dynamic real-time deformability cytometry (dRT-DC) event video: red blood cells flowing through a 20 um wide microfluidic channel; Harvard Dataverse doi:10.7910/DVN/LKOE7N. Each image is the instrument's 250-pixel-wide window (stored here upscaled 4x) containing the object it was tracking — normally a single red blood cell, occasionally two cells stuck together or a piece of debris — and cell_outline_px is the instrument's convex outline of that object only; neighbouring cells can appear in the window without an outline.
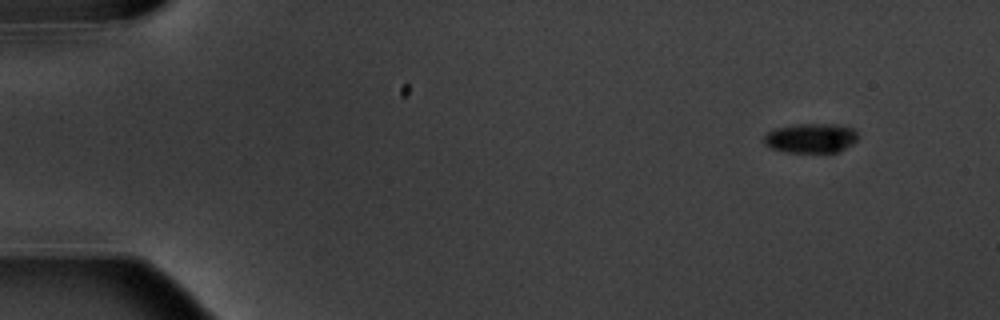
{"species": "common noctule bat (a hibernating species)", "species_latin": "Nyctalus noctula", "temperature_condition": "warm", "stored_images_in_passage": 10, "camera_frame_rate_fps": 3000, "um_per_image_px": 0.085, "animal": {"sex": "male", "body_mass_g": 20.1, "forearm_length_mm": 53.5}, "frame": {"image": 1, "passage_image": 1, "time_ms": 0.0, "image_size_px": [1000, 320], "cell_outline_px": [[856, 140], [852, 144], [836, 152], [788, 152], [772, 148], [764, 144], [764, 136], [768, 132], [776, 128], [796, 124], [844, 124], [852, 128], [856, 132]], "centroid_in_image_um": [68.93, 11.72], "position_along_channel_um": 16.1, "area_um2": 16.07}}
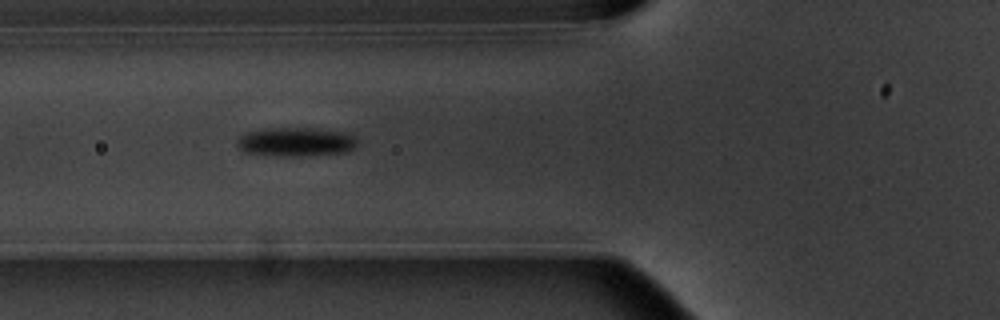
{"frame": {"image": 2, "passage_image": 6, "time_ms": 5.667, "image_size_px": [1000, 320], "cell_outline_px": [[356, 144], [348, 152], [300, 156], [280, 156], [244, 152], [236, 148], [236, 140], [240, 136], [248, 132], [264, 128], [312, 128], [348, 132], [356, 136]], "centroid_in_image_um": [25.13, 12.05], "position_along_channel_um": 100.7, "area_um2": 20.52}}
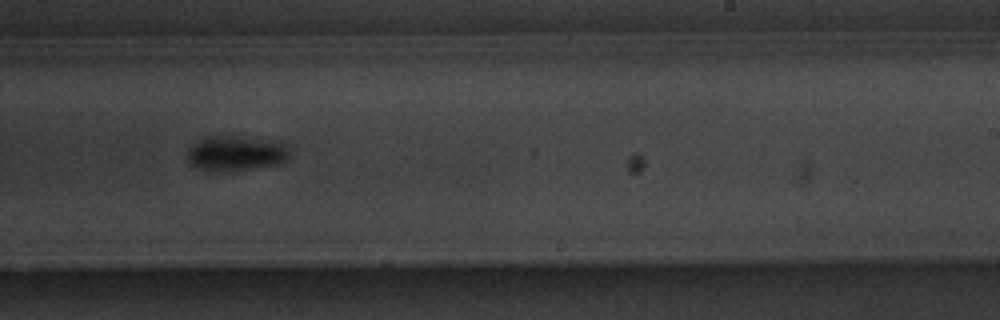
{"frame": {"image": 3, "passage_image": 10, "time_ms": 10.333, "image_size_px": [1000, 320], "cell_outline_px": [[288, 160], [276, 164], [236, 172], [228, 172], [196, 168], [188, 160], [188, 148], [196, 140], [204, 136], [232, 136], [280, 140], [284, 144], [288, 152]], "centroid_in_image_um": [20.04, 13.02], "position_along_channel_um": 269.0, "area_um2": 21.27}}